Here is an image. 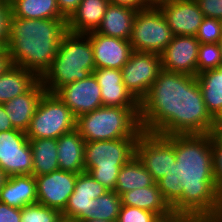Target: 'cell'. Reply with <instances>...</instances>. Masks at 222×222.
Listing matches in <instances>:
<instances>
[{
    "instance_id": "cell-1",
    "label": "cell",
    "mask_w": 222,
    "mask_h": 222,
    "mask_svg": "<svg viewBox=\"0 0 222 222\" xmlns=\"http://www.w3.org/2000/svg\"><path fill=\"white\" fill-rule=\"evenodd\" d=\"M173 145L176 163L158 187L172 211L194 222H208L218 206L212 134L165 136Z\"/></svg>"
},
{
    "instance_id": "cell-2",
    "label": "cell",
    "mask_w": 222,
    "mask_h": 222,
    "mask_svg": "<svg viewBox=\"0 0 222 222\" xmlns=\"http://www.w3.org/2000/svg\"><path fill=\"white\" fill-rule=\"evenodd\" d=\"M139 120L144 132L163 136L212 134L215 126L196 76L165 70L140 102Z\"/></svg>"
},
{
    "instance_id": "cell-3",
    "label": "cell",
    "mask_w": 222,
    "mask_h": 222,
    "mask_svg": "<svg viewBox=\"0 0 222 222\" xmlns=\"http://www.w3.org/2000/svg\"><path fill=\"white\" fill-rule=\"evenodd\" d=\"M67 19H25L11 16L8 51L12 65L33 72L39 79L55 59Z\"/></svg>"
},
{
    "instance_id": "cell-4",
    "label": "cell",
    "mask_w": 222,
    "mask_h": 222,
    "mask_svg": "<svg viewBox=\"0 0 222 222\" xmlns=\"http://www.w3.org/2000/svg\"><path fill=\"white\" fill-rule=\"evenodd\" d=\"M95 69L90 32L67 31L55 59L40 80L47 93L55 94L67 84L86 79Z\"/></svg>"
},
{
    "instance_id": "cell-5",
    "label": "cell",
    "mask_w": 222,
    "mask_h": 222,
    "mask_svg": "<svg viewBox=\"0 0 222 222\" xmlns=\"http://www.w3.org/2000/svg\"><path fill=\"white\" fill-rule=\"evenodd\" d=\"M140 108L102 106L79 115L76 130L85 142L139 138L143 131L139 120Z\"/></svg>"
},
{
    "instance_id": "cell-6",
    "label": "cell",
    "mask_w": 222,
    "mask_h": 222,
    "mask_svg": "<svg viewBox=\"0 0 222 222\" xmlns=\"http://www.w3.org/2000/svg\"><path fill=\"white\" fill-rule=\"evenodd\" d=\"M137 139L120 138L85 142V172L109 191H114L120 169L135 156Z\"/></svg>"
},
{
    "instance_id": "cell-7",
    "label": "cell",
    "mask_w": 222,
    "mask_h": 222,
    "mask_svg": "<svg viewBox=\"0 0 222 222\" xmlns=\"http://www.w3.org/2000/svg\"><path fill=\"white\" fill-rule=\"evenodd\" d=\"M76 120L74 113L55 94L45 92L26 135L28 139H58L76 129Z\"/></svg>"
},
{
    "instance_id": "cell-8",
    "label": "cell",
    "mask_w": 222,
    "mask_h": 222,
    "mask_svg": "<svg viewBox=\"0 0 222 222\" xmlns=\"http://www.w3.org/2000/svg\"><path fill=\"white\" fill-rule=\"evenodd\" d=\"M173 37L163 13L155 4L137 11L129 40L133 51L160 55Z\"/></svg>"
},
{
    "instance_id": "cell-9",
    "label": "cell",
    "mask_w": 222,
    "mask_h": 222,
    "mask_svg": "<svg viewBox=\"0 0 222 222\" xmlns=\"http://www.w3.org/2000/svg\"><path fill=\"white\" fill-rule=\"evenodd\" d=\"M162 70L159 54L133 51L121 69L123 83L140 103Z\"/></svg>"
},
{
    "instance_id": "cell-10",
    "label": "cell",
    "mask_w": 222,
    "mask_h": 222,
    "mask_svg": "<svg viewBox=\"0 0 222 222\" xmlns=\"http://www.w3.org/2000/svg\"><path fill=\"white\" fill-rule=\"evenodd\" d=\"M135 155L157 183L176 163L174 145L163 135L142 131Z\"/></svg>"
},
{
    "instance_id": "cell-11",
    "label": "cell",
    "mask_w": 222,
    "mask_h": 222,
    "mask_svg": "<svg viewBox=\"0 0 222 222\" xmlns=\"http://www.w3.org/2000/svg\"><path fill=\"white\" fill-rule=\"evenodd\" d=\"M0 168L9 176L32 175L33 157L26 132H0Z\"/></svg>"
},
{
    "instance_id": "cell-12",
    "label": "cell",
    "mask_w": 222,
    "mask_h": 222,
    "mask_svg": "<svg viewBox=\"0 0 222 222\" xmlns=\"http://www.w3.org/2000/svg\"><path fill=\"white\" fill-rule=\"evenodd\" d=\"M77 175L59 169L49 174L35 176L37 203L62 212L74 191Z\"/></svg>"
},
{
    "instance_id": "cell-13",
    "label": "cell",
    "mask_w": 222,
    "mask_h": 222,
    "mask_svg": "<svg viewBox=\"0 0 222 222\" xmlns=\"http://www.w3.org/2000/svg\"><path fill=\"white\" fill-rule=\"evenodd\" d=\"M200 42L195 36L176 35L160 54L162 69L167 72L197 76Z\"/></svg>"
},
{
    "instance_id": "cell-14",
    "label": "cell",
    "mask_w": 222,
    "mask_h": 222,
    "mask_svg": "<svg viewBox=\"0 0 222 222\" xmlns=\"http://www.w3.org/2000/svg\"><path fill=\"white\" fill-rule=\"evenodd\" d=\"M155 5L163 13L174 36H195L204 19L195 0H162Z\"/></svg>"
},
{
    "instance_id": "cell-15",
    "label": "cell",
    "mask_w": 222,
    "mask_h": 222,
    "mask_svg": "<svg viewBox=\"0 0 222 222\" xmlns=\"http://www.w3.org/2000/svg\"><path fill=\"white\" fill-rule=\"evenodd\" d=\"M55 95L76 117L103 106L101 89L94 74L61 87Z\"/></svg>"
},
{
    "instance_id": "cell-16",
    "label": "cell",
    "mask_w": 222,
    "mask_h": 222,
    "mask_svg": "<svg viewBox=\"0 0 222 222\" xmlns=\"http://www.w3.org/2000/svg\"><path fill=\"white\" fill-rule=\"evenodd\" d=\"M90 42L96 69H122L133 52L129 40L104 36L95 31L90 32Z\"/></svg>"
},
{
    "instance_id": "cell-17",
    "label": "cell",
    "mask_w": 222,
    "mask_h": 222,
    "mask_svg": "<svg viewBox=\"0 0 222 222\" xmlns=\"http://www.w3.org/2000/svg\"><path fill=\"white\" fill-rule=\"evenodd\" d=\"M101 89L103 106L140 108V103L126 89L121 69L100 68L93 71Z\"/></svg>"
},
{
    "instance_id": "cell-18",
    "label": "cell",
    "mask_w": 222,
    "mask_h": 222,
    "mask_svg": "<svg viewBox=\"0 0 222 222\" xmlns=\"http://www.w3.org/2000/svg\"><path fill=\"white\" fill-rule=\"evenodd\" d=\"M46 92L39 79L26 93L3 104L5 112L15 129L26 132L40 98Z\"/></svg>"
},
{
    "instance_id": "cell-19",
    "label": "cell",
    "mask_w": 222,
    "mask_h": 222,
    "mask_svg": "<svg viewBox=\"0 0 222 222\" xmlns=\"http://www.w3.org/2000/svg\"><path fill=\"white\" fill-rule=\"evenodd\" d=\"M59 169L73 173L85 172V141L75 129L57 139Z\"/></svg>"
},
{
    "instance_id": "cell-20",
    "label": "cell",
    "mask_w": 222,
    "mask_h": 222,
    "mask_svg": "<svg viewBox=\"0 0 222 222\" xmlns=\"http://www.w3.org/2000/svg\"><path fill=\"white\" fill-rule=\"evenodd\" d=\"M0 202L22 209L37 203L36 179L33 175L11 176L0 191Z\"/></svg>"
},
{
    "instance_id": "cell-21",
    "label": "cell",
    "mask_w": 222,
    "mask_h": 222,
    "mask_svg": "<svg viewBox=\"0 0 222 222\" xmlns=\"http://www.w3.org/2000/svg\"><path fill=\"white\" fill-rule=\"evenodd\" d=\"M136 13V10L110 3L95 32L108 37L130 40Z\"/></svg>"
},
{
    "instance_id": "cell-22",
    "label": "cell",
    "mask_w": 222,
    "mask_h": 222,
    "mask_svg": "<svg viewBox=\"0 0 222 222\" xmlns=\"http://www.w3.org/2000/svg\"><path fill=\"white\" fill-rule=\"evenodd\" d=\"M109 4V0H82L67 20V31L84 34L95 31Z\"/></svg>"
},
{
    "instance_id": "cell-23",
    "label": "cell",
    "mask_w": 222,
    "mask_h": 222,
    "mask_svg": "<svg viewBox=\"0 0 222 222\" xmlns=\"http://www.w3.org/2000/svg\"><path fill=\"white\" fill-rule=\"evenodd\" d=\"M122 205L137 207L156 213L159 217L170 215L173 211L165 201L158 184L136 188L121 195Z\"/></svg>"
},
{
    "instance_id": "cell-24",
    "label": "cell",
    "mask_w": 222,
    "mask_h": 222,
    "mask_svg": "<svg viewBox=\"0 0 222 222\" xmlns=\"http://www.w3.org/2000/svg\"><path fill=\"white\" fill-rule=\"evenodd\" d=\"M38 80L33 72L11 65L0 75V104L26 93Z\"/></svg>"
},
{
    "instance_id": "cell-25",
    "label": "cell",
    "mask_w": 222,
    "mask_h": 222,
    "mask_svg": "<svg viewBox=\"0 0 222 222\" xmlns=\"http://www.w3.org/2000/svg\"><path fill=\"white\" fill-rule=\"evenodd\" d=\"M196 79L207 111L216 119L222 114V65L197 74Z\"/></svg>"
},
{
    "instance_id": "cell-26",
    "label": "cell",
    "mask_w": 222,
    "mask_h": 222,
    "mask_svg": "<svg viewBox=\"0 0 222 222\" xmlns=\"http://www.w3.org/2000/svg\"><path fill=\"white\" fill-rule=\"evenodd\" d=\"M155 183L152 175L135 155L120 169L114 191L121 196L128 191L152 186Z\"/></svg>"
},
{
    "instance_id": "cell-27",
    "label": "cell",
    "mask_w": 222,
    "mask_h": 222,
    "mask_svg": "<svg viewBox=\"0 0 222 222\" xmlns=\"http://www.w3.org/2000/svg\"><path fill=\"white\" fill-rule=\"evenodd\" d=\"M33 157V176L49 174L59 170L57 139H29Z\"/></svg>"
},
{
    "instance_id": "cell-28",
    "label": "cell",
    "mask_w": 222,
    "mask_h": 222,
    "mask_svg": "<svg viewBox=\"0 0 222 222\" xmlns=\"http://www.w3.org/2000/svg\"><path fill=\"white\" fill-rule=\"evenodd\" d=\"M11 11L13 17L25 19H66L56 0H14Z\"/></svg>"
},
{
    "instance_id": "cell-29",
    "label": "cell",
    "mask_w": 222,
    "mask_h": 222,
    "mask_svg": "<svg viewBox=\"0 0 222 222\" xmlns=\"http://www.w3.org/2000/svg\"><path fill=\"white\" fill-rule=\"evenodd\" d=\"M122 206L121 196L115 191H107L97 199H92L91 219L116 222Z\"/></svg>"
},
{
    "instance_id": "cell-30",
    "label": "cell",
    "mask_w": 222,
    "mask_h": 222,
    "mask_svg": "<svg viewBox=\"0 0 222 222\" xmlns=\"http://www.w3.org/2000/svg\"><path fill=\"white\" fill-rule=\"evenodd\" d=\"M92 199H95V196H84L72 193L65 209L61 212L62 216L74 219L75 221L91 219Z\"/></svg>"
},
{
    "instance_id": "cell-31",
    "label": "cell",
    "mask_w": 222,
    "mask_h": 222,
    "mask_svg": "<svg viewBox=\"0 0 222 222\" xmlns=\"http://www.w3.org/2000/svg\"><path fill=\"white\" fill-rule=\"evenodd\" d=\"M221 65L222 54L219 44L210 43L199 45L197 58V74L207 70L217 69Z\"/></svg>"
},
{
    "instance_id": "cell-32",
    "label": "cell",
    "mask_w": 222,
    "mask_h": 222,
    "mask_svg": "<svg viewBox=\"0 0 222 222\" xmlns=\"http://www.w3.org/2000/svg\"><path fill=\"white\" fill-rule=\"evenodd\" d=\"M61 216L59 210L38 203L21 209V222H57Z\"/></svg>"
},
{
    "instance_id": "cell-33",
    "label": "cell",
    "mask_w": 222,
    "mask_h": 222,
    "mask_svg": "<svg viewBox=\"0 0 222 222\" xmlns=\"http://www.w3.org/2000/svg\"><path fill=\"white\" fill-rule=\"evenodd\" d=\"M195 37L200 44H218L222 38V20L204 17Z\"/></svg>"
},
{
    "instance_id": "cell-34",
    "label": "cell",
    "mask_w": 222,
    "mask_h": 222,
    "mask_svg": "<svg viewBox=\"0 0 222 222\" xmlns=\"http://www.w3.org/2000/svg\"><path fill=\"white\" fill-rule=\"evenodd\" d=\"M107 191L109 190L96 181L88 172L78 173L73 193L95 196V199H97Z\"/></svg>"
},
{
    "instance_id": "cell-35",
    "label": "cell",
    "mask_w": 222,
    "mask_h": 222,
    "mask_svg": "<svg viewBox=\"0 0 222 222\" xmlns=\"http://www.w3.org/2000/svg\"><path fill=\"white\" fill-rule=\"evenodd\" d=\"M158 218L154 212L122 205L116 222H156Z\"/></svg>"
},
{
    "instance_id": "cell-36",
    "label": "cell",
    "mask_w": 222,
    "mask_h": 222,
    "mask_svg": "<svg viewBox=\"0 0 222 222\" xmlns=\"http://www.w3.org/2000/svg\"><path fill=\"white\" fill-rule=\"evenodd\" d=\"M213 167L216 189L222 194V140L212 135Z\"/></svg>"
},
{
    "instance_id": "cell-37",
    "label": "cell",
    "mask_w": 222,
    "mask_h": 222,
    "mask_svg": "<svg viewBox=\"0 0 222 222\" xmlns=\"http://www.w3.org/2000/svg\"><path fill=\"white\" fill-rule=\"evenodd\" d=\"M11 16V4L7 0H0V42L5 47L8 46Z\"/></svg>"
},
{
    "instance_id": "cell-38",
    "label": "cell",
    "mask_w": 222,
    "mask_h": 222,
    "mask_svg": "<svg viewBox=\"0 0 222 222\" xmlns=\"http://www.w3.org/2000/svg\"><path fill=\"white\" fill-rule=\"evenodd\" d=\"M204 17L222 20V0H195Z\"/></svg>"
},
{
    "instance_id": "cell-39",
    "label": "cell",
    "mask_w": 222,
    "mask_h": 222,
    "mask_svg": "<svg viewBox=\"0 0 222 222\" xmlns=\"http://www.w3.org/2000/svg\"><path fill=\"white\" fill-rule=\"evenodd\" d=\"M0 222H21V209L0 202Z\"/></svg>"
},
{
    "instance_id": "cell-40",
    "label": "cell",
    "mask_w": 222,
    "mask_h": 222,
    "mask_svg": "<svg viewBox=\"0 0 222 222\" xmlns=\"http://www.w3.org/2000/svg\"><path fill=\"white\" fill-rule=\"evenodd\" d=\"M109 2L136 11L147 9L153 5L151 0H109Z\"/></svg>"
},
{
    "instance_id": "cell-41",
    "label": "cell",
    "mask_w": 222,
    "mask_h": 222,
    "mask_svg": "<svg viewBox=\"0 0 222 222\" xmlns=\"http://www.w3.org/2000/svg\"><path fill=\"white\" fill-rule=\"evenodd\" d=\"M60 13L68 20L82 0H56Z\"/></svg>"
},
{
    "instance_id": "cell-42",
    "label": "cell",
    "mask_w": 222,
    "mask_h": 222,
    "mask_svg": "<svg viewBox=\"0 0 222 222\" xmlns=\"http://www.w3.org/2000/svg\"><path fill=\"white\" fill-rule=\"evenodd\" d=\"M156 222H194L186 215L172 212L168 216L159 217Z\"/></svg>"
},
{
    "instance_id": "cell-43",
    "label": "cell",
    "mask_w": 222,
    "mask_h": 222,
    "mask_svg": "<svg viewBox=\"0 0 222 222\" xmlns=\"http://www.w3.org/2000/svg\"><path fill=\"white\" fill-rule=\"evenodd\" d=\"M12 129L15 128L6 114L4 106L0 104V132H6Z\"/></svg>"
},
{
    "instance_id": "cell-44",
    "label": "cell",
    "mask_w": 222,
    "mask_h": 222,
    "mask_svg": "<svg viewBox=\"0 0 222 222\" xmlns=\"http://www.w3.org/2000/svg\"><path fill=\"white\" fill-rule=\"evenodd\" d=\"M12 65L8 48L5 47L0 52V75L4 73L7 69H9Z\"/></svg>"
},
{
    "instance_id": "cell-45",
    "label": "cell",
    "mask_w": 222,
    "mask_h": 222,
    "mask_svg": "<svg viewBox=\"0 0 222 222\" xmlns=\"http://www.w3.org/2000/svg\"><path fill=\"white\" fill-rule=\"evenodd\" d=\"M208 222H222V194H218V206L216 212Z\"/></svg>"
},
{
    "instance_id": "cell-46",
    "label": "cell",
    "mask_w": 222,
    "mask_h": 222,
    "mask_svg": "<svg viewBox=\"0 0 222 222\" xmlns=\"http://www.w3.org/2000/svg\"><path fill=\"white\" fill-rule=\"evenodd\" d=\"M212 135L222 140V114L215 119Z\"/></svg>"
},
{
    "instance_id": "cell-47",
    "label": "cell",
    "mask_w": 222,
    "mask_h": 222,
    "mask_svg": "<svg viewBox=\"0 0 222 222\" xmlns=\"http://www.w3.org/2000/svg\"><path fill=\"white\" fill-rule=\"evenodd\" d=\"M9 176L0 168V191L2 190L4 184L7 182Z\"/></svg>"
},
{
    "instance_id": "cell-48",
    "label": "cell",
    "mask_w": 222,
    "mask_h": 222,
    "mask_svg": "<svg viewBox=\"0 0 222 222\" xmlns=\"http://www.w3.org/2000/svg\"><path fill=\"white\" fill-rule=\"evenodd\" d=\"M57 222H76L74 219L61 216Z\"/></svg>"
},
{
    "instance_id": "cell-49",
    "label": "cell",
    "mask_w": 222,
    "mask_h": 222,
    "mask_svg": "<svg viewBox=\"0 0 222 222\" xmlns=\"http://www.w3.org/2000/svg\"><path fill=\"white\" fill-rule=\"evenodd\" d=\"M76 222H109V221H105V220H101V219H89V220H79Z\"/></svg>"
},
{
    "instance_id": "cell-50",
    "label": "cell",
    "mask_w": 222,
    "mask_h": 222,
    "mask_svg": "<svg viewBox=\"0 0 222 222\" xmlns=\"http://www.w3.org/2000/svg\"><path fill=\"white\" fill-rule=\"evenodd\" d=\"M219 47H220V51H221V54H222V38H221V40L219 41Z\"/></svg>"
},
{
    "instance_id": "cell-51",
    "label": "cell",
    "mask_w": 222,
    "mask_h": 222,
    "mask_svg": "<svg viewBox=\"0 0 222 222\" xmlns=\"http://www.w3.org/2000/svg\"><path fill=\"white\" fill-rule=\"evenodd\" d=\"M5 48V46L0 42V52Z\"/></svg>"
},
{
    "instance_id": "cell-52",
    "label": "cell",
    "mask_w": 222,
    "mask_h": 222,
    "mask_svg": "<svg viewBox=\"0 0 222 222\" xmlns=\"http://www.w3.org/2000/svg\"><path fill=\"white\" fill-rule=\"evenodd\" d=\"M153 4H156L157 2L159 1H162V0H151Z\"/></svg>"
},
{
    "instance_id": "cell-53",
    "label": "cell",
    "mask_w": 222,
    "mask_h": 222,
    "mask_svg": "<svg viewBox=\"0 0 222 222\" xmlns=\"http://www.w3.org/2000/svg\"><path fill=\"white\" fill-rule=\"evenodd\" d=\"M10 4L14 1V0H7Z\"/></svg>"
}]
</instances>
